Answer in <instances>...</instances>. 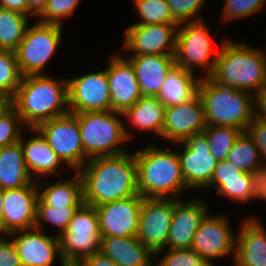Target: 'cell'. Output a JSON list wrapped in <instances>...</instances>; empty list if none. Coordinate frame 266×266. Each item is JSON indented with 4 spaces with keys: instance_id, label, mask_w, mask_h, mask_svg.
Instances as JSON below:
<instances>
[{
    "instance_id": "1",
    "label": "cell",
    "mask_w": 266,
    "mask_h": 266,
    "mask_svg": "<svg viewBox=\"0 0 266 266\" xmlns=\"http://www.w3.org/2000/svg\"><path fill=\"white\" fill-rule=\"evenodd\" d=\"M78 172L85 204L97 207L139 195L136 159L129 152L91 158Z\"/></svg>"
},
{
    "instance_id": "2",
    "label": "cell",
    "mask_w": 266,
    "mask_h": 266,
    "mask_svg": "<svg viewBox=\"0 0 266 266\" xmlns=\"http://www.w3.org/2000/svg\"><path fill=\"white\" fill-rule=\"evenodd\" d=\"M12 105L23 125L35 129L43 122L69 113L67 80H56L44 73L22 78ZM66 105V107H65Z\"/></svg>"
},
{
    "instance_id": "3",
    "label": "cell",
    "mask_w": 266,
    "mask_h": 266,
    "mask_svg": "<svg viewBox=\"0 0 266 266\" xmlns=\"http://www.w3.org/2000/svg\"><path fill=\"white\" fill-rule=\"evenodd\" d=\"M207 126H231L246 132L252 122V94L216 82L211 76L201 78L198 85Z\"/></svg>"
},
{
    "instance_id": "4",
    "label": "cell",
    "mask_w": 266,
    "mask_h": 266,
    "mask_svg": "<svg viewBox=\"0 0 266 266\" xmlns=\"http://www.w3.org/2000/svg\"><path fill=\"white\" fill-rule=\"evenodd\" d=\"M210 76L216 82L230 85L233 89L256 93L266 84V53L245 43L225 40L219 46Z\"/></svg>"
},
{
    "instance_id": "5",
    "label": "cell",
    "mask_w": 266,
    "mask_h": 266,
    "mask_svg": "<svg viewBox=\"0 0 266 266\" xmlns=\"http://www.w3.org/2000/svg\"><path fill=\"white\" fill-rule=\"evenodd\" d=\"M138 191L143 198L175 199L187 188L178 152L148 146L135 154Z\"/></svg>"
},
{
    "instance_id": "6",
    "label": "cell",
    "mask_w": 266,
    "mask_h": 266,
    "mask_svg": "<svg viewBox=\"0 0 266 266\" xmlns=\"http://www.w3.org/2000/svg\"><path fill=\"white\" fill-rule=\"evenodd\" d=\"M73 114L78 120L85 163L91 158L126 152L119 146L131 136L118 118L123 113L108 110Z\"/></svg>"
},
{
    "instance_id": "7",
    "label": "cell",
    "mask_w": 266,
    "mask_h": 266,
    "mask_svg": "<svg viewBox=\"0 0 266 266\" xmlns=\"http://www.w3.org/2000/svg\"><path fill=\"white\" fill-rule=\"evenodd\" d=\"M59 236L61 257L66 266H76L100 251L101 233L94 206L83 203Z\"/></svg>"
},
{
    "instance_id": "8",
    "label": "cell",
    "mask_w": 266,
    "mask_h": 266,
    "mask_svg": "<svg viewBox=\"0 0 266 266\" xmlns=\"http://www.w3.org/2000/svg\"><path fill=\"white\" fill-rule=\"evenodd\" d=\"M61 33L62 25L39 21L27 28L23 40L15 50L23 77L43 73L44 65L56 52Z\"/></svg>"
},
{
    "instance_id": "9",
    "label": "cell",
    "mask_w": 266,
    "mask_h": 266,
    "mask_svg": "<svg viewBox=\"0 0 266 266\" xmlns=\"http://www.w3.org/2000/svg\"><path fill=\"white\" fill-rule=\"evenodd\" d=\"M185 24L183 23V27H177L175 64L190 72H193L196 66L203 68L207 70L205 77H208L213 72L219 48L213 50L210 34L203 20L185 22ZM211 53L215 55L211 56Z\"/></svg>"
},
{
    "instance_id": "10",
    "label": "cell",
    "mask_w": 266,
    "mask_h": 266,
    "mask_svg": "<svg viewBox=\"0 0 266 266\" xmlns=\"http://www.w3.org/2000/svg\"><path fill=\"white\" fill-rule=\"evenodd\" d=\"M32 131L40 134L61 162L67 163L74 171L84 166V147L78 120L73 113L43 122Z\"/></svg>"
},
{
    "instance_id": "11",
    "label": "cell",
    "mask_w": 266,
    "mask_h": 266,
    "mask_svg": "<svg viewBox=\"0 0 266 266\" xmlns=\"http://www.w3.org/2000/svg\"><path fill=\"white\" fill-rule=\"evenodd\" d=\"M175 199L144 198L140 211L138 240L155 255L166 247Z\"/></svg>"
},
{
    "instance_id": "12",
    "label": "cell",
    "mask_w": 266,
    "mask_h": 266,
    "mask_svg": "<svg viewBox=\"0 0 266 266\" xmlns=\"http://www.w3.org/2000/svg\"><path fill=\"white\" fill-rule=\"evenodd\" d=\"M67 92L70 113L111 110L106 69L67 80Z\"/></svg>"
},
{
    "instance_id": "13",
    "label": "cell",
    "mask_w": 266,
    "mask_h": 266,
    "mask_svg": "<svg viewBox=\"0 0 266 266\" xmlns=\"http://www.w3.org/2000/svg\"><path fill=\"white\" fill-rule=\"evenodd\" d=\"M180 143L183 144L184 151L178 152V157L187 188H206L218 163L210 153L206 134H193Z\"/></svg>"
},
{
    "instance_id": "14",
    "label": "cell",
    "mask_w": 266,
    "mask_h": 266,
    "mask_svg": "<svg viewBox=\"0 0 266 266\" xmlns=\"http://www.w3.org/2000/svg\"><path fill=\"white\" fill-rule=\"evenodd\" d=\"M143 200L137 195L95 207L101 237L137 236Z\"/></svg>"
},
{
    "instance_id": "15",
    "label": "cell",
    "mask_w": 266,
    "mask_h": 266,
    "mask_svg": "<svg viewBox=\"0 0 266 266\" xmlns=\"http://www.w3.org/2000/svg\"><path fill=\"white\" fill-rule=\"evenodd\" d=\"M205 215L196 230L191 249L203 257L211 266L212 258L235 255L236 237L224 216Z\"/></svg>"
},
{
    "instance_id": "16",
    "label": "cell",
    "mask_w": 266,
    "mask_h": 266,
    "mask_svg": "<svg viewBox=\"0 0 266 266\" xmlns=\"http://www.w3.org/2000/svg\"><path fill=\"white\" fill-rule=\"evenodd\" d=\"M180 24H132L125 31L124 49L133 55L175 53L177 27Z\"/></svg>"
},
{
    "instance_id": "17",
    "label": "cell",
    "mask_w": 266,
    "mask_h": 266,
    "mask_svg": "<svg viewBox=\"0 0 266 266\" xmlns=\"http://www.w3.org/2000/svg\"><path fill=\"white\" fill-rule=\"evenodd\" d=\"M36 180L18 189L4 190L2 234L4 237L13 232L35 227L38 189Z\"/></svg>"
},
{
    "instance_id": "18",
    "label": "cell",
    "mask_w": 266,
    "mask_h": 266,
    "mask_svg": "<svg viewBox=\"0 0 266 266\" xmlns=\"http://www.w3.org/2000/svg\"><path fill=\"white\" fill-rule=\"evenodd\" d=\"M42 231L34 227L7 235L13 237L18 232L23 233L17 234V237L14 235L15 238H12L22 266H51L56 254L59 256L61 265L66 266L61 257L59 236H53V238L43 234Z\"/></svg>"
},
{
    "instance_id": "19",
    "label": "cell",
    "mask_w": 266,
    "mask_h": 266,
    "mask_svg": "<svg viewBox=\"0 0 266 266\" xmlns=\"http://www.w3.org/2000/svg\"><path fill=\"white\" fill-rule=\"evenodd\" d=\"M106 71L111 110L124 113L142 97L135 69L127 57L116 55L109 61Z\"/></svg>"
},
{
    "instance_id": "20",
    "label": "cell",
    "mask_w": 266,
    "mask_h": 266,
    "mask_svg": "<svg viewBox=\"0 0 266 266\" xmlns=\"http://www.w3.org/2000/svg\"><path fill=\"white\" fill-rule=\"evenodd\" d=\"M206 126L203 103L197 94L187 103L166 107L161 137L178 144L193 134L203 132Z\"/></svg>"
},
{
    "instance_id": "21",
    "label": "cell",
    "mask_w": 266,
    "mask_h": 266,
    "mask_svg": "<svg viewBox=\"0 0 266 266\" xmlns=\"http://www.w3.org/2000/svg\"><path fill=\"white\" fill-rule=\"evenodd\" d=\"M207 211V205L202 200L194 199L185 203L176 198L167 246L170 249L191 248L196 230Z\"/></svg>"
},
{
    "instance_id": "22",
    "label": "cell",
    "mask_w": 266,
    "mask_h": 266,
    "mask_svg": "<svg viewBox=\"0 0 266 266\" xmlns=\"http://www.w3.org/2000/svg\"><path fill=\"white\" fill-rule=\"evenodd\" d=\"M133 65L142 96H157L168 72L176 65L174 54L133 55Z\"/></svg>"
},
{
    "instance_id": "23",
    "label": "cell",
    "mask_w": 266,
    "mask_h": 266,
    "mask_svg": "<svg viewBox=\"0 0 266 266\" xmlns=\"http://www.w3.org/2000/svg\"><path fill=\"white\" fill-rule=\"evenodd\" d=\"M236 238L235 266H266V231L255 218L242 223Z\"/></svg>"
},
{
    "instance_id": "24",
    "label": "cell",
    "mask_w": 266,
    "mask_h": 266,
    "mask_svg": "<svg viewBox=\"0 0 266 266\" xmlns=\"http://www.w3.org/2000/svg\"><path fill=\"white\" fill-rule=\"evenodd\" d=\"M100 252L118 266H151L155 255L137 236L101 237Z\"/></svg>"
},
{
    "instance_id": "25",
    "label": "cell",
    "mask_w": 266,
    "mask_h": 266,
    "mask_svg": "<svg viewBox=\"0 0 266 266\" xmlns=\"http://www.w3.org/2000/svg\"><path fill=\"white\" fill-rule=\"evenodd\" d=\"M34 178V179H33ZM39 177H32L27 169L21 141L0 147V188L18 189L38 182ZM33 179V180H32Z\"/></svg>"
},
{
    "instance_id": "26",
    "label": "cell",
    "mask_w": 266,
    "mask_h": 266,
    "mask_svg": "<svg viewBox=\"0 0 266 266\" xmlns=\"http://www.w3.org/2000/svg\"><path fill=\"white\" fill-rule=\"evenodd\" d=\"M193 73L175 65L168 72L156 98L165 107L180 105L192 100L198 94L201 79H196Z\"/></svg>"
},
{
    "instance_id": "27",
    "label": "cell",
    "mask_w": 266,
    "mask_h": 266,
    "mask_svg": "<svg viewBox=\"0 0 266 266\" xmlns=\"http://www.w3.org/2000/svg\"><path fill=\"white\" fill-rule=\"evenodd\" d=\"M165 115L166 107L156 96H142L123 113L133 127L153 131L159 137L162 136Z\"/></svg>"
},
{
    "instance_id": "28",
    "label": "cell",
    "mask_w": 266,
    "mask_h": 266,
    "mask_svg": "<svg viewBox=\"0 0 266 266\" xmlns=\"http://www.w3.org/2000/svg\"><path fill=\"white\" fill-rule=\"evenodd\" d=\"M71 180L62 181L61 179L55 184L42 185L36 183L38 189V198L49 206H81L83 202V183L80 173L77 171ZM40 189V190H39ZM42 190V191H41Z\"/></svg>"
},
{
    "instance_id": "29",
    "label": "cell",
    "mask_w": 266,
    "mask_h": 266,
    "mask_svg": "<svg viewBox=\"0 0 266 266\" xmlns=\"http://www.w3.org/2000/svg\"><path fill=\"white\" fill-rule=\"evenodd\" d=\"M20 141L24 151L25 163L30 174L33 171V173L46 177L47 174L57 173L56 171L62 162L41 135L32 136L25 143L21 137Z\"/></svg>"
},
{
    "instance_id": "30",
    "label": "cell",
    "mask_w": 266,
    "mask_h": 266,
    "mask_svg": "<svg viewBox=\"0 0 266 266\" xmlns=\"http://www.w3.org/2000/svg\"><path fill=\"white\" fill-rule=\"evenodd\" d=\"M29 17L15 10L0 8V50L17 49L25 36Z\"/></svg>"
},
{
    "instance_id": "31",
    "label": "cell",
    "mask_w": 266,
    "mask_h": 266,
    "mask_svg": "<svg viewBox=\"0 0 266 266\" xmlns=\"http://www.w3.org/2000/svg\"><path fill=\"white\" fill-rule=\"evenodd\" d=\"M261 159L259 148L247 131L240 134L227 156L229 162L246 173L260 165Z\"/></svg>"
},
{
    "instance_id": "32",
    "label": "cell",
    "mask_w": 266,
    "mask_h": 266,
    "mask_svg": "<svg viewBox=\"0 0 266 266\" xmlns=\"http://www.w3.org/2000/svg\"><path fill=\"white\" fill-rule=\"evenodd\" d=\"M203 132L206 134L210 153L220 162L227 159L236 139L242 131L231 126H206Z\"/></svg>"
},
{
    "instance_id": "33",
    "label": "cell",
    "mask_w": 266,
    "mask_h": 266,
    "mask_svg": "<svg viewBox=\"0 0 266 266\" xmlns=\"http://www.w3.org/2000/svg\"><path fill=\"white\" fill-rule=\"evenodd\" d=\"M80 206H49L39 198L36 204L35 228L42 230V222H47L59 228L62 234L69 226L70 221ZM42 221V222H41Z\"/></svg>"
},
{
    "instance_id": "34",
    "label": "cell",
    "mask_w": 266,
    "mask_h": 266,
    "mask_svg": "<svg viewBox=\"0 0 266 266\" xmlns=\"http://www.w3.org/2000/svg\"><path fill=\"white\" fill-rule=\"evenodd\" d=\"M139 17L143 20L140 25L179 24L171 15L167 0H134Z\"/></svg>"
},
{
    "instance_id": "35",
    "label": "cell",
    "mask_w": 266,
    "mask_h": 266,
    "mask_svg": "<svg viewBox=\"0 0 266 266\" xmlns=\"http://www.w3.org/2000/svg\"><path fill=\"white\" fill-rule=\"evenodd\" d=\"M22 78L15 51L0 50V91L13 98Z\"/></svg>"
},
{
    "instance_id": "36",
    "label": "cell",
    "mask_w": 266,
    "mask_h": 266,
    "mask_svg": "<svg viewBox=\"0 0 266 266\" xmlns=\"http://www.w3.org/2000/svg\"><path fill=\"white\" fill-rule=\"evenodd\" d=\"M22 124L21 117L13 106L0 116V147L20 141Z\"/></svg>"
},
{
    "instance_id": "37",
    "label": "cell",
    "mask_w": 266,
    "mask_h": 266,
    "mask_svg": "<svg viewBox=\"0 0 266 266\" xmlns=\"http://www.w3.org/2000/svg\"><path fill=\"white\" fill-rule=\"evenodd\" d=\"M79 2L80 0H47L45 9L39 15V22L62 25V19L72 15Z\"/></svg>"
},
{
    "instance_id": "38",
    "label": "cell",
    "mask_w": 266,
    "mask_h": 266,
    "mask_svg": "<svg viewBox=\"0 0 266 266\" xmlns=\"http://www.w3.org/2000/svg\"><path fill=\"white\" fill-rule=\"evenodd\" d=\"M251 190V176L246 172L242 173V179L224 180V183L217 187L219 195L244 203L250 201Z\"/></svg>"
},
{
    "instance_id": "39",
    "label": "cell",
    "mask_w": 266,
    "mask_h": 266,
    "mask_svg": "<svg viewBox=\"0 0 266 266\" xmlns=\"http://www.w3.org/2000/svg\"><path fill=\"white\" fill-rule=\"evenodd\" d=\"M157 264L158 266H211L191 248L170 249Z\"/></svg>"
},
{
    "instance_id": "40",
    "label": "cell",
    "mask_w": 266,
    "mask_h": 266,
    "mask_svg": "<svg viewBox=\"0 0 266 266\" xmlns=\"http://www.w3.org/2000/svg\"><path fill=\"white\" fill-rule=\"evenodd\" d=\"M264 2L265 0H225L222 19L228 21L248 17L257 11L260 12Z\"/></svg>"
},
{
    "instance_id": "41",
    "label": "cell",
    "mask_w": 266,
    "mask_h": 266,
    "mask_svg": "<svg viewBox=\"0 0 266 266\" xmlns=\"http://www.w3.org/2000/svg\"><path fill=\"white\" fill-rule=\"evenodd\" d=\"M204 0H167L172 17L181 25L185 22L200 21L202 19L196 18L199 9L203 6ZM192 18V19H191ZM189 19V21H188Z\"/></svg>"
},
{
    "instance_id": "42",
    "label": "cell",
    "mask_w": 266,
    "mask_h": 266,
    "mask_svg": "<svg viewBox=\"0 0 266 266\" xmlns=\"http://www.w3.org/2000/svg\"><path fill=\"white\" fill-rule=\"evenodd\" d=\"M242 173L244 172L227 159L220 161L214 169L213 176L208 187L214 184L217 188L219 185L224 183V180L242 179Z\"/></svg>"
},
{
    "instance_id": "43",
    "label": "cell",
    "mask_w": 266,
    "mask_h": 266,
    "mask_svg": "<svg viewBox=\"0 0 266 266\" xmlns=\"http://www.w3.org/2000/svg\"><path fill=\"white\" fill-rule=\"evenodd\" d=\"M259 148L260 157L266 159V119L254 116L247 129Z\"/></svg>"
},
{
    "instance_id": "44",
    "label": "cell",
    "mask_w": 266,
    "mask_h": 266,
    "mask_svg": "<svg viewBox=\"0 0 266 266\" xmlns=\"http://www.w3.org/2000/svg\"><path fill=\"white\" fill-rule=\"evenodd\" d=\"M264 163L250 172L252 183L250 200L253 198L266 200V163Z\"/></svg>"
},
{
    "instance_id": "45",
    "label": "cell",
    "mask_w": 266,
    "mask_h": 266,
    "mask_svg": "<svg viewBox=\"0 0 266 266\" xmlns=\"http://www.w3.org/2000/svg\"><path fill=\"white\" fill-rule=\"evenodd\" d=\"M2 237L0 235V266H22L13 242Z\"/></svg>"
},
{
    "instance_id": "46",
    "label": "cell",
    "mask_w": 266,
    "mask_h": 266,
    "mask_svg": "<svg viewBox=\"0 0 266 266\" xmlns=\"http://www.w3.org/2000/svg\"><path fill=\"white\" fill-rule=\"evenodd\" d=\"M76 266H118L109 257L104 256L100 251L84 258Z\"/></svg>"
},
{
    "instance_id": "47",
    "label": "cell",
    "mask_w": 266,
    "mask_h": 266,
    "mask_svg": "<svg viewBox=\"0 0 266 266\" xmlns=\"http://www.w3.org/2000/svg\"><path fill=\"white\" fill-rule=\"evenodd\" d=\"M255 96L254 109H256V111H254V113L256 116L266 119V84L255 93Z\"/></svg>"
},
{
    "instance_id": "48",
    "label": "cell",
    "mask_w": 266,
    "mask_h": 266,
    "mask_svg": "<svg viewBox=\"0 0 266 266\" xmlns=\"http://www.w3.org/2000/svg\"><path fill=\"white\" fill-rule=\"evenodd\" d=\"M0 8L15 10L28 15V0H0Z\"/></svg>"
},
{
    "instance_id": "49",
    "label": "cell",
    "mask_w": 266,
    "mask_h": 266,
    "mask_svg": "<svg viewBox=\"0 0 266 266\" xmlns=\"http://www.w3.org/2000/svg\"><path fill=\"white\" fill-rule=\"evenodd\" d=\"M47 4V0H28V16H39L45 6Z\"/></svg>"
},
{
    "instance_id": "50",
    "label": "cell",
    "mask_w": 266,
    "mask_h": 266,
    "mask_svg": "<svg viewBox=\"0 0 266 266\" xmlns=\"http://www.w3.org/2000/svg\"><path fill=\"white\" fill-rule=\"evenodd\" d=\"M12 97L0 91V116L12 107Z\"/></svg>"
},
{
    "instance_id": "51",
    "label": "cell",
    "mask_w": 266,
    "mask_h": 266,
    "mask_svg": "<svg viewBox=\"0 0 266 266\" xmlns=\"http://www.w3.org/2000/svg\"><path fill=\"white\" fill-rule=\"evenodd\" d=\"M3 197H4V189L0 188V235H2V218H3V212H4V208L2 205Z\"/></svg>"
}]
</instances>
